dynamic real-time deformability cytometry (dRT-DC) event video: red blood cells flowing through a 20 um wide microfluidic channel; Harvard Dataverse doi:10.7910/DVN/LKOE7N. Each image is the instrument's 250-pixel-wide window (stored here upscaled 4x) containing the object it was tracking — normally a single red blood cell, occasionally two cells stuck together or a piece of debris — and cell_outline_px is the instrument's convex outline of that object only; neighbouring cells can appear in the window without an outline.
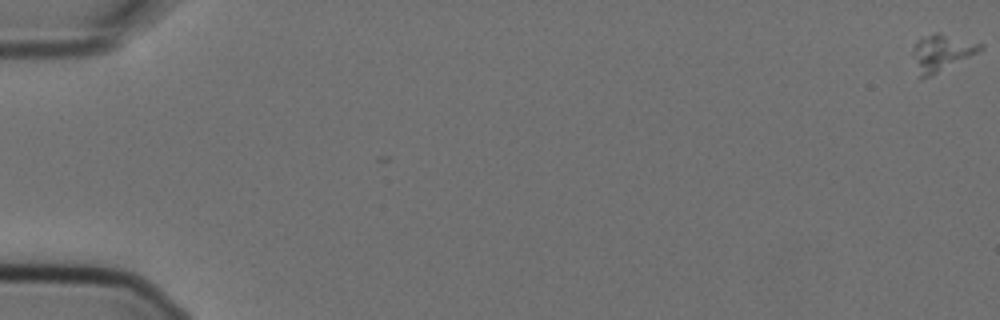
{"species": "Egyptian fruit bat (a non-hibernating species)", "species_latin": "Rousettus aegyptiacus", "temperature_condition": "cold", "stored_images_in_passage": 7, "camera_frame_rate_fps": 3000, "um_per_image_px": 0.085, "animal": {"sex": "female"}, "frame": {"image": 1, "passage_image": 1, "time_ms": 0.0, "image_size_px": [1000, 320], "cell_outline_px": [[984, 48], [980, 52], [920, 80], [912, 52], [916, 44], [920, 40], [932, 32], [936, 32], [984, 44]], "centroid_in_image_um": [80.07, 4.48], "position_along_channel_um": 4.9, "area_um2": 14.05}}
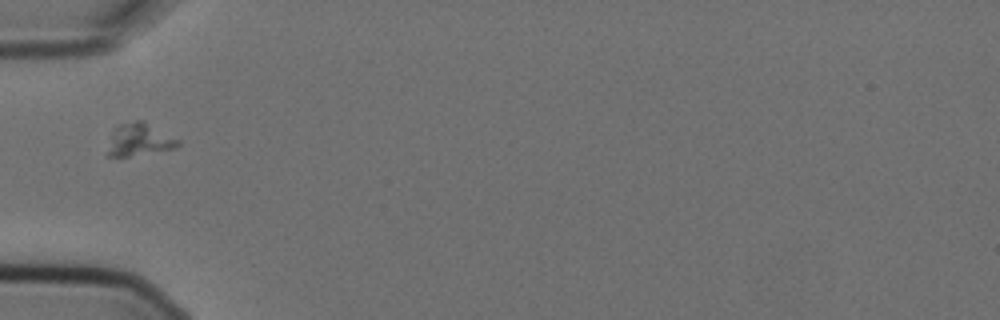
{"frame": {"image": 2, "passage_image": 6, "time_ms": 1.667, "image_size_px": [1000, 320], "cell_outline_px": [[180, 144], [176, 148], [128, 156], [108, 156], [108, 152], [112, 132], [120, 124], [136, 120], [140, 120], [180, 140]], "centroid_in_image_um": [11.85, 11.87], "position_along_channel_um": 73.1, "area_um2": 12.83}}
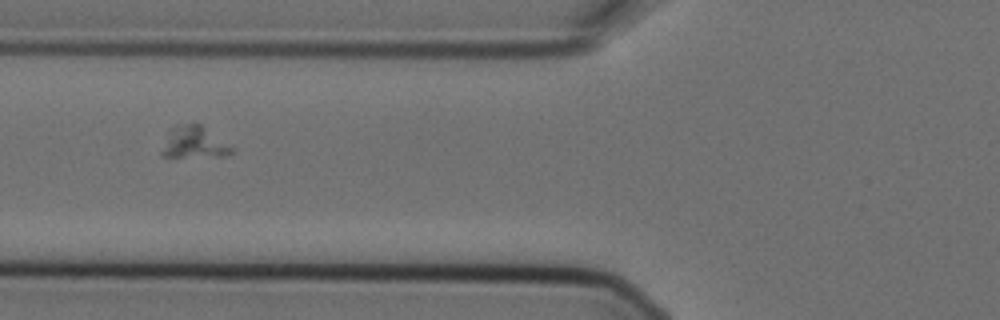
{"frame": {"image": 3, "passage_image": 7, "time_ms": 2.0, "image_size_px": [1000, 320], "cell_outline_px": [[236, 152], [228, 156], [160, 156], [160, 152], [172, 128], [176, 124], [200, 124], [236, 148]], "centroid_in_image_um": [16.58, 12.12], "position_along_channel_um": 109.2, "area_um2": 12.89}}